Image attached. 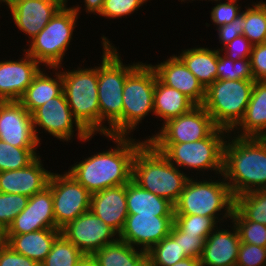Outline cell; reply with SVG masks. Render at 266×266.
I'll return each mask as SVG.
<instances>
[{"instance_id":"obj_1","label":"cell","mask_w":266,"mask_h":266,"mask_svg":"<svg viewBox=\"0 0 266 266\" xmlns=\"http://www.w3.org/2000/svg\"><path fill=\"white\" fill-rule=\"evenodd\" d=\"M102 136L112 140L116 146L103 152H95L96 154L77 161L68 168V173L91 194L127 184L132 179L134 155L146 142L145 139H133V136Z\"/></svg>"},{"instance_id":"obj_2","label":"cell","mask_w":266,"mask_h":266,"mask_svg":"<svg viewBox=\"0 0 266 266\" xmlns=\"http://www.w3.org/2000/svg\"><path fill=\"white\" fill-rule=\"evenodd\" d=\"M223 176L234 197L266 189V138L229 133L224 144Z\"/></svg>"},{"instance_id":"obj_3","label":"cell","mask_w":266,"mask_h":266,"mask_svg":"<svg viewBox=\"0 0 266 266\" xmlns=\"http://www.w3.org/2000/svg\"><path fill=\"white\" fill-rule=\"evenodd\" d=\"M101 40L103 55L101 56V64L97 66L100 135L122 136L124 83L128 74L140 62L123 63L120 53L115 45L110 43V39L103 35Z\"/></svg>"},{"instance_id":"obj_4","label":"cell","mask_w":266,"mask_h":266,"mask_svg":"<svg viewBox=\"0 0 266 266\" xmlns=\"http://www.w3.org/2000/svg\"><path fill=\"white\" fill-rule=\"evenodd\" d=\"M170 163L148 141L135 153L132 180L141 188L175 205L189 179V174Z\"/></svg>"},{"instance_id":"obj_5","label":"cell","mask_w":266,"mask_h":266,"mask_svg":"<svg viewBox=\"0 0 266 266\" xmlns=\"http://www.w3.org/2000/svg\"><path fill=\"white\" fill-rule=\"evenodd\" d=\"M192 177L194 176L187 180L180 198L174 205V215H202L214 218L219 224L228 221L227 218L231 220L235 197L223 174L220 175L221 180L211 176L209 180Z\"/></svg>"},{"instance_id":"obj_6","label":"cell","mask_w":266,"mask_h":266,"mask_svg":"<svg viewBox=\"0 0 266 266\" xmlns=\"http://www.w3.org/2000/svg\"><path fill=\"white\" fill-rule=\"evenodd\" d=\"M229 131L217 127L207 138L184 143H150L177 168L223 174L224 144ZM204 170V171H203Z\"/></svg>"},{"instance_id":"obj_7","label":"cell","mask_w":266,"mask_h":266,"mask_svg":"<svg viewBox=\"0 0 266 266\" xmlns=\"http://www.w3.org/2000/svg\"><path fill=\"white\" fill-rule=\"evenodd\" d=\"M66 2L52 17L48 24L32 39L24 49L41 66L46 68H57L62 66L65 53L67 52L77 19L81 14L79 4L67 7ZM80 12V13H79Z\"/></svg>"},{"instance_id":"obj_8","label":"cell","mask_w":266,"mask_h":266,"mask_svg":"<svg viewBox=\"0 0 266 266\" xmlns=\"http://www.w3.org/2000/svg\"><path fill=\"white\" fill-rule=\"evenodd\" d=\"M63 70V92L73 117L90 134H100L97 66Z\"/></svg>"},{"instance_id":"obj_9","label":"cell","mask_w":266,"mask_h":266,"mask_svg":"<svg viewBox=\"0 0 266 266\" xmlns=\"http://www.w3.org/2000/svg\"><path fill=\"white\" fill-rule=\"evenodd\" d=\"M254 80H216L205 89L202 106L214 124L231 132L243 119Z\"/></svg>"},{"instance_id":"obj_10","label":"cell","mask_w":266,"mask_h":266,"mask_svg":"<svg viewBox=\"0 0 266 266\" xmlns=\"http://www.w3.org/2000/svg\"><path fill=\"white\" fill-rule=\"evenodd\" d=\"M156 72L140 62L127 76L122 93V136H131L149 113L154 114L153 100Z\"/></svg>"},{"instance_id":"obj_11","label":"cell","mask_w":266,"mask_h":266,"mask_svg":"<svg viewBox=\"0 0 266 266\" xmlns=\"http://www.w3.org/2000/svg\"><path fill=\"white\" fill-rule=\"evenodd\" d=\"M32 121L39 142L42 140L38 136L41 133L39 130L41 128L45 133L62 142H70L72 138L74 139L73 136L77 137L80 142H87L94 136L90 135L73 117L64 92L37 108L32 113Z\"/></svg>"},{"instance_id":"obj_12","label":"cell","mask_w":266,"mask_h":266,"mask_svg":"<svg viewBox=\"0 0 266 266\" xmlns=\"http://www.w3.org/2000/svg\"><path fill=\"white\" fill-rule=\"evenodd\" d=\"M48 186L52 191L55 229L90 210L91 193L68 172H52Z\"/></svg>"},{"instance_id":"obj_13","label":"cell","mask_w":266,"mask_h":266,"mask_svg":"<svg viewBox=\"0 0 266 266\" xmlns=\"http://www.w3.org/2000/svg\"><path fill=\"white\" fill-rule=\"evenodd\" d=\"M217 126L202 105L164 123L159 131L146 137L149 143H184L207 138Z\"/></svg>"},{"instance_id":"obj_14","label":"cell","mask_w":266,"mask_h":266,"mask_svg":"<svg viewBox=\"0 0 266 266\" xmlns=\"http://www.w3.org/2000/svg\"><path fill=\"white\" fill-rule=\"evenodd\" d=\"M61 234L89 256L119 239V234L91 210L68 222L61 228Z\"/></svg>"},{"instance_id":"obj_15","label":"cell","mask_w":266,"mask_h":266,"mask_svg":"<svg viewBox=\"0 0 266 266\" xmlns=\"http://www.w3.org/2000/svg\"><path fill=\"white\" fill-rule=\"evenodd\" d=\"M173 224L174 216L128 214L119 239L147 252L170 234Z\"/></svg>"},{"instance_id":"obj_16","label":"cell","mask_w":266,"mask_h":266,"mask_svg":"<svg viewBox=\"0 0 266 266\" xmlns=\"http://www.w3.org/2000/svg\"><path fill=\"white\" fill-rule=\"evenodd\" d=\"M0 140L18 148L40 147L32 114L19 101H8L1 110Z\"/></svg>"},{"instance_id":"obj_17","label":"cell","mask_w":266,"mask_h":266,"mask_svg":"<svg viewBox=\"0 0 266 266\" xmlns=\"http://www.w3.org/2000/svg\"><path fill=\"white\" fill-rule=\"evenodd\" d=\"M55 228L52 191L49 186L29 197L26 207L14 218L4 234H26Z\"/></svg>"},{"instance_id":"obj_18","label":"cell","mask_w":266,"mask_h":266,"mask_svg":"<svg viewBox=\"0 0 266 266\" xmlns=\"http://www.w3.org/2000/svg\"><path fill=\"white\" fill-rule=\"evenodd\" d=\"M66 0H22L11 7L10 15L20 32L32 40L52 19Z\"/></svg>"},{"instance_id":"obj_19","label":"cell","mask_w":266,"mask_h":266,"mask_svg":"<svg viewBox=\"0 0 266 266\" xmlns=\"http://www.w3.org/2000/svg\"><path fill=\"white\" fill-rule=\"evenodd\" d=\"M23 52L22 58L17 59L18 61H0V96L8 101H19L33 78L42 69L32 56Z\"/></svg>"},{"instance_id":"obj_20","label":"cell","mask_w":266,"mask_h":266,"mask_svg":"<svg viewBox=\"0 0 266 266\" xmlns=\"http://www.w3.org/2000/svg\"><path fill=\"white\" fill-rule=\"evenodd\" d=\"M157 78L165 85L175 88L187 96L195 105H202L205 100V88L195 75L185 66L177 54L163 62L152 65Z\"/></svg>"},{"instance_id":"obj_21","label":"cell","mask_w":266,"mask_h":266,"mask_svg":"<svg viewBox=\"0 0 266 266\" xmlns=\"http://www.w3.org/2000/svg\"><path fill=\"white\" fill-rule=\"evenodd\" d=\"M230 223L231 230L220 224L206 238L200 257L202 266H236L241 241L236 226Z\"/></svg>"},{"instance_id":"obj_22","label":"cell","mask_w":266,"mask_h":266,"mask_svg":"<svg viewBox=\"0 0 266 266\" xmlns=\"http://www.w3.org/2000/svg\"><path fill=\"white\" fill-rule=\"evenodd\" d=\"M40 158L39 154L26 168L0 172V192L31 197L47 187L52 172Z\"/></svg>"},{"instance_id":"obj_23","label":"cell","mask_w":266,"mask_h":266,"mask_svg":"<svg viewBox=\"0 0 266 266\" xmlns=\"http://www.w3.org/2000/svg\"><path fill=\"white\" fill-rule=\"evenodd\" d=\"M90 210L120 234L128 216L126 184L91 194Z\"/></svg>"},{"instance_id":"obj_24","label":"cell","mask_w":266,"mask_h":266,"mask_svg":"<svg viewBox=\"0 0 266 266\" xmlns=\"http://www.w3.org/2000/svg\"><path fill=\"white\" fill-rule=\"evenodd\" d=\"M230 133L237 137L266 138V80L255 81L245 115Z\"/></svg>"},{"instance_id":"obj_25","label":"cell","mask_w":266,"mask_h":266,"mask_svg":"<svg viewBox=\"0 0 266 266\" xmlns=\"http://www.w3.org/2000/svg\"><path fill=\"white\" fill-rule=\"evenodd\" d=\"M61 229H42L26 234H4V242L15 252L36 261L39 265L51 251Z\"/></svg>"},{"instance_id":"obj_26","label":"cell","mask_w":266,"mask_h":266,"mask_svg":"<svg viewBox=\"0 0 266 266\" xmlns=\"http://www.w3.org/2000/svg\"><path fill=\"white\" fill-rule=\"evenodd\" d=\"M54 75L51 77L45 73L44 67L33 78L19 102L32 114L37 108L45 104L50 99L59 96L63 92V78L59 68H47ZM55 76V77H54ZM54 77V78H53Z\"/></svg>"},{"instance_id":"obj_27","label":"cell","mask_w":266,"mask_h":266,"mask_svg":"<svg viewBox=\"0 0 266 266\" xmlns=\"http://www.w3.org/2000/svg\"><path fill=\"white\" fill-rule=\"evenodd\" d=\"M126 202L128 214L174 216V205L141 188L132 179L126 184Z\"/></svg>"},{"instance_id":"obj_28","label":"cell","mask_w":266,"mask_h":266,"mask_svg":"<svg viewBox=\"0 0 266 266\" xmlns=\"http://www.w3.org/2000/svg\"><path fill=\"white\" fill-rule=\"evenodd\" d=\"M194 106L196 105L183 93L163 84L156 78L153 100L154 114L152 115L164 121L161 125L187 113Z\"/></svg>"},{"instance_id":"obj_29","label":"cell","mask_w":266,"mask_h":266,"mask_svg":"<svg viewBox=\"0 0 266 266\" xmlns=\"http://www.w3.org/2000/svg\"><path fill=\"white\" fill-rule=\"evenodd\" d=\"M206 89L217 80L218 49L193 47L177 55Z\"/></svg>"},{"instance_id":"obj_30","label":"cell","mask_w":266,"mask_h":266,"mask_svg":"<svg viewBox=\"0 0 266 266\" xmlns=\"http://www.w3.org/2000/svg\"><path fill=\"white\" fill-rule=\"evenodd\" d=\"M98 266H144L147 252L118 239L93 255Z\"/></svg>"},{"instance_id":"obj_31","label":"cell","mask_w":266,"mask_h":266,"mask_svg":"<svg viewBox=\"0 0 266 266\" xmlns=\"http://www.w3.org/2000/svg\"><path fill=\"white\" fill-rule=\"evenodd\" d=\"M187 257L179 245V228L175 224L168 236L147 251L150 266H172Z\"/></svg>"},{"instance_id":"obj_32","label":"cell","mask_w":266,"mask_h":266,"mask_svg":"<svg viewBox=\"0 0 266 266\" xmlns=\"http://www.w3.org/2000/svg\"><path fill=\"white\" fill-rule=\"evenodd\" d=\"M245 7L243 35L253 44L266 43V2H252Z\"/></svg>"},{"instance_id":"obj_33","label":"cell","mask_w":266,"mask_h":266,"mask_svg":"<svg viewBox=\"0 0 266 266\" xmlns=\"http://www.w3.org/2000/svg\"><path fill=\"white\" fill-rule=\"evenodd\" d=\"M234 209L245 220L266 225V189L236 196Z\"/></svg>"},{"instance_id":"obj_34","label":"cell","mask_w":266,"mask_h":266,"mask_svg":"<svg viewBox=\"0 0 266 266\" xmlns=\"http://www.w3.org/2000/svg\"><path fill=\"white\" fill-rule=\"evenodd\" d=\"M84 254L60 234L40 266H77Z\"/></svg>"},{"instance_id":"obj_35","label":"cell","mask_w":266,"mask_h":266,"mask_svg":"<svg viewBox=\"0 0 266 266\" xmlns=\"http://www.w3.org/2000/svg\"><path fill=\"white\" fill-rule=\"evenodd\" d=\"M37 148H18L0 140V172L26 168L39 155Z\"/></svg>"},{"instance_id":"obj_36","label":"cell","mask_w":266,"mask_h":266,"mask_svg":"<svg viewBox=\"0 0 266 266\" xmlns=\"http://www.w3.org/2000/svg\"><path fill=\"white\" fill-rule=\"evenodd\" d=\"M217 80H254L249 58L233 61L218 49Z\"/></svg>"},{"instance_id":"obj_37","label":"cell","mask_w":266,"mask_h":266,"mask_svg":"<svg viewBox=\"0 0 266 266\" xmlns=\"http://www.w3.org/2000/svg\"><path fill=\"white\" fill-rule=\"evenodd\" d=\"M231 222L236 226L241 242L266 248V225L245 220L235 209Z\"/></svg>"},{"instance_id":"obj_38","label":"cell","mask_w":266,"mask_h":266,"mask_svg":"<svg viewBox=\"0 0 266 266\" xmlns=\"http://www.w3.org/2000/svg\"><path fill=\"white\" fill-rule=\"evenodd\" d=\"M174 224L185 234L208 237L218 222L202 215H174Z\"/></svg>"},{"instance_id":"obj_39","label":"cell","mask_w":266,"mask_h":266,"mask_svg":"<svg viewBox=\"0 0 266 266\" xmlns=\"http://www.w3.org/2000/svg\"><path fill=\"white\" fill-rule=\"evenodd\" d=\"M29 197L0 192V228L5 231L14 218L26 207Z\"/></svg>"},{"instance_id":"obj_40","label":"cell","mask_w":266,"mask_h":266,"mask_svg":"<svg viewBox=\"0 0 266 266\" xmlns=\"http://www.w3.org/2000/svg\"><path fill=\"white\" fill-rule=\"evenodd\" d=\"M146 2L148 0H105L98 15L107 19L124 18L138 11Z\"/></svg>"},{"instance_id":"obj_41","label":"cell","mask_w":266,"mask_h":266,"mask_svg":"<svg viewBox=\"0 0 266 266\" xmlns=\"http://www.w3.org/2000/svg\"><path fill=\"white\" fill-rule=\"evenodd\" d=\"M214 0L215 6L211 9V21L216 28L233 22L241 13L239 0ZM227 1V2H226Z\"/></svg>"},{"instance_id":"obj_42","label":"cell","mask_w":266,"mask_h":266,"mask_svg":"<svg viewBox=\"0 0 266 266\" xmlns=\"http://www.w3.org/2000/svg\"><path fill=\"white\" fill-rule=\"evenodd\" d=\"M236 266H266V248L241 242Z\"/></svg>"},{"instance_id":"obj_43","label":"cell","mask_w":266,"mask_h":266,"mask_svg":"<svg viewBox=\"0 0 266 266\" xmlns=\"http://www.w3.org/2000/svg\"><path fill=\"white\" fill-rule=\"evenodd\" d=\"M252 48L253 44L244 35H240L225 45L220 51L224 52L223 54L233 61H237L249 58Z\"/></svg>"},{"instance_id":"obj_44","label":"cell","mask_w":266,"mask_h":266,"mask_svg":"<svg viewBox=\"0 0 266 266\" xmlns=\"http://www.w3.org/2000/svg\"><path fill=\"white\" fill-rule=\"evenodd\" d=\"M254 81L266 80V43L253 45L249 57Z\"/></svg>"},{"instance_id":"obj_45","label":"cell","mask_w":266,"mask_h":266,"mask_svg":"<svg viewBox=\"0 0 266 266\" xmlns=\"http://www.w3.org/2000/svg\"><path fill=\"white\" fill-rule=\"evenodd\" d=\"M244 11L231 23L216 28L221 50L237 36L243 35Z\"/></svg>"},{"instance_id":"obj_46","label":"cell","mask_w":266,"mask_h":266,"mask_svg":"<svg viewBox=\"0 0 266 266\" xmlns=\"http://www.w3.org/2000/svg\"><path fill=\"white\" fill-rule=\"evenodd\" d=\"M206 238L185 234L179 229V245L188 257L200 259Z\"/></svg>"},{"instance_id":"obj_47","label":"cell","mask_w":266,"mask_h":266,"mask_svg":"<svg viewBox=\"0 0 266 266\" xmlns=\"http://www.w3.org/2000/svg\"><path fill=\"white\" fill-rule=\"evenodd\" d=\"M0 266H40L36 261L15 252L5 242L0 245Z\"/></svg>"},{"instance_id":"obj_48","label":"cell","mask_w":266,"mask_h":266,"mask_svg":"<svg viewBox=\"0 0 266 266\" xmlns=\"http://www.w3.org/2000/svg\"><path fill=\"white\" fill-rule=\"evenodd\" d=\"M105 0H83L85 3L84 6L86 7L84 10L87 14H94L98 15L101 12L103 3Z\"/></svg>"},{"instance_id":"obj_49","label":"cell","mask_w":266,"mask_h":266,"mask_svg":"<svg viewBox=\"0 0 266 266\" xmlns=\"http://www.w3.org/2000/svg\"><path fill=\"white\" fill-rule=\"evenodd\" d=\"M172 266H202L200 263V259L198 258H192V257H187L178 263H175Z\"/></svg>"},{"instance_id":"obj_50","label":"cell","mask_w":266,"mask_h":266,"mask_svg":"<svg viewBox=\"0 0 266 266\" xmlns=\"http://www.w3.org/2000/svg\"><path fill=\"white\" fill-rule=\"evenodd\" d=\"M77 266H98L93 256L84 255L83 258L78 262Z\"/></svg>"},{"instance_id":"obj_51","label":"cell","mask_w":266,"mask_h":266,"mask_svg":"<svg viewBox=\"0 0 266 266\" xmlns=\"http://www.w3.org/2000/svg\"><path fill=\"white\" fill-rule=\"evenodd\" d=\"M19 1H22V0H0V4L5 3V5L8 6V9H10Z\"/></svg>"},{"instance_id":"obj_52","label":"cell","mask_w":266,"mask_h":266,"mask_svg":"<svg viewBox=\"0 0 266 266\" xmlns=\"http://www.w3.org/2000/svg\"><path fill=\"white\" fill-rule=\"evenodd\" d=\"M8 100L3 97V96H0V113H1V110L3 109V107L7 104Z\"/></svg>"},{"instance_id":"obj_53","label":"cell","mask_w":266,"mask_h":266,"mask_svg":"<svg viewBox=\"0 0 266 266\" xmlns=\"http://www.w3.org/2000/svg\"><path fill=\"white\" fill-rule=\"evenodd\" d=\"M4 242V231L0 228V245Z\"/></svg>"},{"instance_id":"obj_54","label":"cell","mask_w":266,"mask_h":266,"mask_svg":"<svg viewBox=\"0 0 266 266\" xmlns=\"http://www.w3.org/2000/svg\"><path fill=\"white\" fill-rule=\"evenodd\" d=\"M179 1H181V2H182V1H183V2H187V1H189V2H190V0H179ZM192 1H195V0H191V2H192ZM197 1H198V0H197ZM199 1H203V0H199ZM205 1H207V0H205ZM208 1H212V2H213L214 0H208Z\"/></svg>"}]
</instances>
